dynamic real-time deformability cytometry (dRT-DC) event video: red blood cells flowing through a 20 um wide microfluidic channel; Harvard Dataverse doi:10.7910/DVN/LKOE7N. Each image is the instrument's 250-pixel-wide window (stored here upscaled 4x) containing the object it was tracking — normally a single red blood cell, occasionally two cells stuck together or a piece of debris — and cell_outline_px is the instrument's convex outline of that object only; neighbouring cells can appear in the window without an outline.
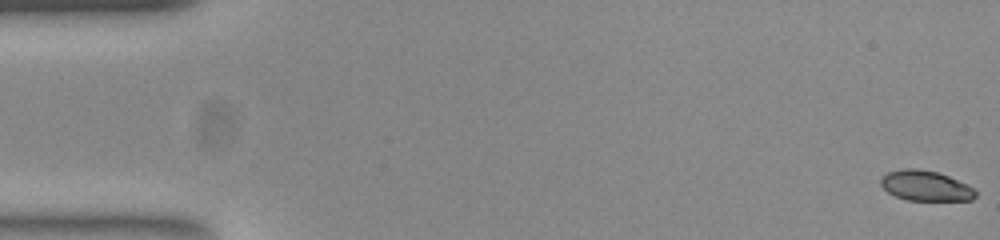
{"species": "common noctule bat (a hibernating species)", "species_latin": "Nyctalus noctula", "temperature_condition": "room temperature", "stored_images_in_passage": 53, "camera_frame_rate_fps": 3000, "um_per_image_px": 0.085, "animal": {"sex": "female", "body_mass_g": 23.0, "forearm_length_mm": 53.4}, "frame": {"image": 1, "passage_image": 1, "time_ms": 0.0, "image_size_px": [1000, 240], "cell_outline_px": [[976, 196], [972, 200], [908, 200], [896, 196], [888, 192], [880, 184], [880, 180], [888, 172], [900, 168], [916, 168], [936, 172], [948, 176], [972, 188], [976, 192]], "centroid_in_image_um": [78.64, 15.79], "position_along_channel_um": 6.4, "area_um2": 16.42}}
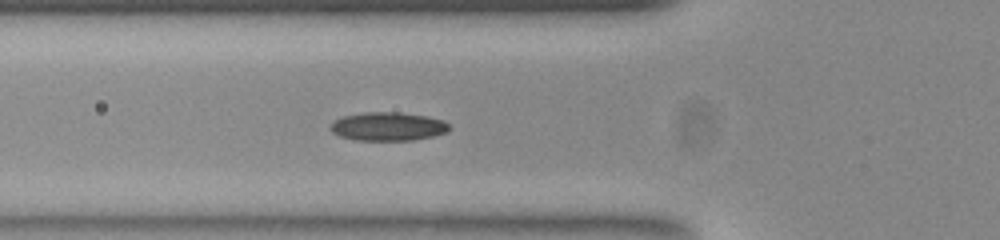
{"frame": {"image": 2, "passage_image": 19, "time_ms": 6.0, "image_size_px": [1000, 240], "cell_outline_px": [[448, 132], [432, 136], [412, 140], [356, 140], [340, 136], [332, 132], [328, 128], [336, 120], [344, 116], [364, 112], [400, 112], [428, 116], [444, 120], [448, 124]], "centroid_in_image_um": [32.98, 10.74], "position_along_channel_um": 92.8, "area_um2": 19.71}}
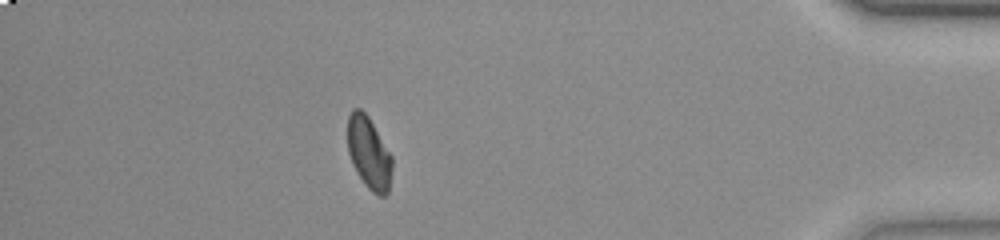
{"frame": {"image": 3, "passage_image": 47, "time_ms": 15.333, "image_size_px": [1000, 240], "cell_outline_px": [[392, 168], [388, 192], [384, 196], [380, 196], [372, 192], [364, 184], [356, 172], [348, 152], [348, 116], [352, 108], [360, 108], [368, 116], [392, 156]], "centroid_in_image_um": [31.35, 13.0], "position_along_channel_um": 403.8, "area_um2": 18.67}, "authors_computed_cell_mechanics": {"area_um2": 18.6694, "velocity_mm_per_s": 3.8658, "shape_relaxation_time_tau1_ms": 4.43, "shape_relaxation_time_tau2_ms": 1.9904, "deformation_change_tau1": 0.1062, "deformation_change_tau2": 0.0533}}